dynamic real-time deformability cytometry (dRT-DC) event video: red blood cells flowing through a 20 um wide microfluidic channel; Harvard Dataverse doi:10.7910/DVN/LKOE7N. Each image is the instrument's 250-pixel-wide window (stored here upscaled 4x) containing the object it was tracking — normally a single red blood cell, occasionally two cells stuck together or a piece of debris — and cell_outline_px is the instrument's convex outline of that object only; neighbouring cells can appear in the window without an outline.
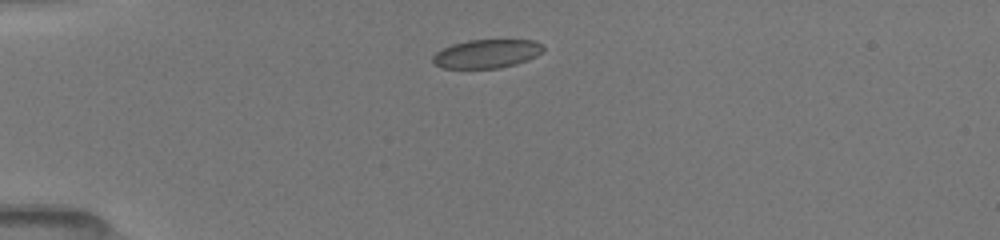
{"species": "common noctule bat (a hibernating species)", "species_latin": "Nyctalus noctula", "temperature_condition": "room temperature", "stored_images_in_passage": 38, "camera_frame_rate_fps": 3000, "um_per_image_px": 0.085, "animal": {"sex": "female", "body_mass_g": 19.5, "forearm_length_mm": 54.1}, "frame": {"image": 1, "passage_image": 1, "time_ms": 0.0, "image_size_px": [1000, 240], "cell_outline_px": [[544, 52], [528, 60], [516, 64], [500, 68], [440, 68], [432, 64], [432, 56], [436, 52], [452, 44], [468, 40], [536, 40], [544, 44]], "centroid_in_image_um": [41.39, 4.57], "position_along_channel_um": 43.6, "area_um2": 18.73}}
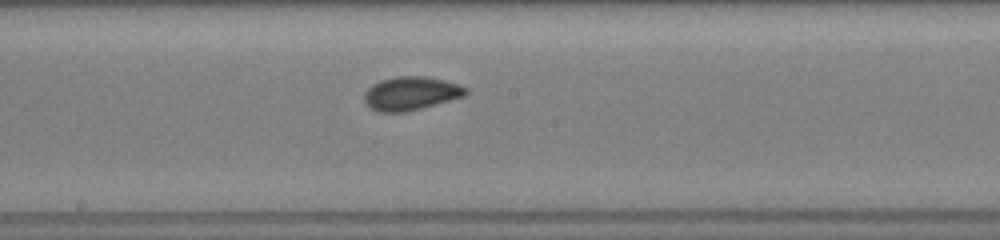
{"frame": {"image": 2, "passage_image": 16, "time_ms": 5.0, "image_size_px": [1000, 240], "cell_outline_px": [[468, 92], [464, 96], [436, 104], [404, 112], [380, 112], [364, 104], [364, 92], [372, 84], [380, 80], [396, 76], [424, 76], [444, 80], [460, 84], [468, 88]], "centroid_in_image_um": [34.91, 7.93], "position_along_channel_um": 213.3, "area_um2": 19.88}}
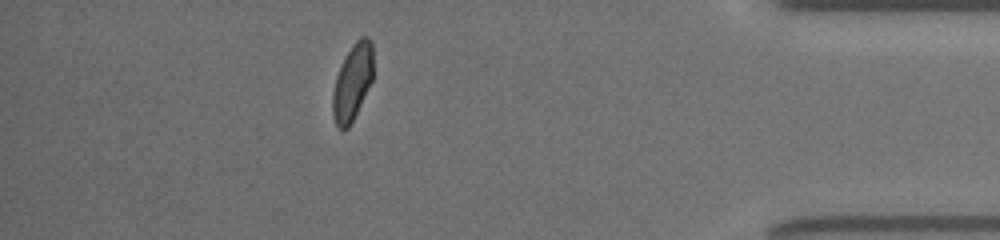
{"frame": {"image": 3, "passage_image": 33, "time_ms": 10.667, "image_size_px": [1000, 240], "cell_outline_px": [[372, 80], [348, 128], [340, 128], [336, 124], [332, 112], [332, 92], [336, 76], [352, 44], [360, 36], [368, 36], [372, 40]], "centroid_in_image_um": [29.95, 6.94], "position_along_channel_um": 405.2, "area_um2": 17.63}, "authors_computed_cell_mechanics": {"area_um2": 18.9006, "velocity_mm_per_s": 4.0474, "shape_relaxation_time_tau1_ms": 4.1888, "shape_relaxation_time_tau2_ms": 0.9831, "deformation_change_tau1": 0.1019, "deformation_change_tau2": 0.0424}}